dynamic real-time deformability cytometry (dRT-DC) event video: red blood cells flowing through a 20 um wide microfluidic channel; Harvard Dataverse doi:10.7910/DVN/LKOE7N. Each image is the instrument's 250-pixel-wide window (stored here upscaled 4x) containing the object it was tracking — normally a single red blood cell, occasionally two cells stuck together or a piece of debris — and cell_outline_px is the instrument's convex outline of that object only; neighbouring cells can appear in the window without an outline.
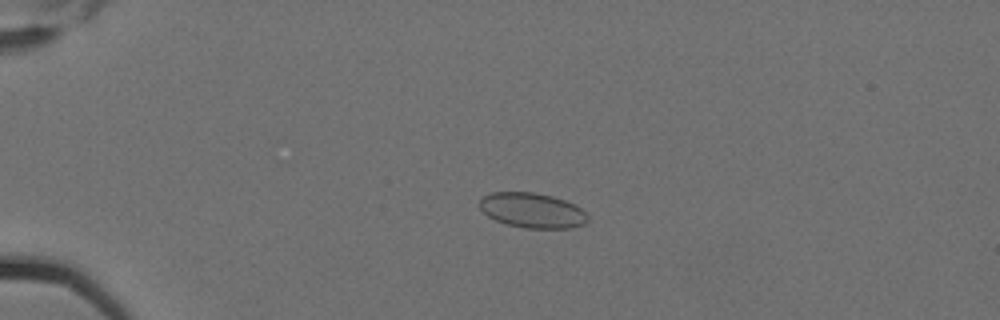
{"species": "Egyptian fruit bat (a non-hibernating species)", "species_latin": "Rousettus aegyptiacus", "temperature_condition": "cold", "stored_images_in_passage": 5, "camera_frame_rate_fps": 3000, "um_per_image_px": 0.085, "animal": {"sex": "female"}, "frame": {"image": 1, "passage_image": 2, "time_ms": 0.333, "image_size_px": [1000, 320], "cell_outline_px": [[588, 220], [584, 224], [572, 228], [524, 228], [508, 224], [496, 220], [488, 216], [480, 208], [480, 200], [484, 196], [492, 192], [532, 192], [552, 196], [576, 204], [588, 216]], "centroid_in_image_um": [45.26, 17.88], "position_along_channel_um": 39.7, "area_um2": 21.96}}
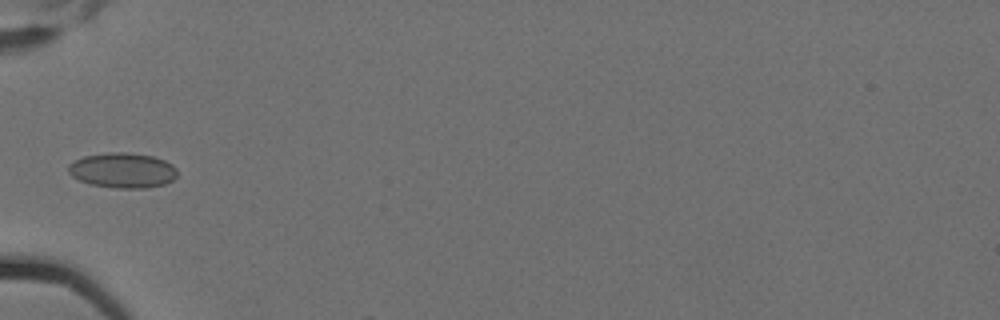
{"frame": {"image": 2, "passage_image": 4, "time_ms": 1.0, "image_size_px": [1000, 320], "cell_outline_px": [[176, 176], [172, 180], [164, 184], [144, 188], [116, 188], [88, 184], [72, 176], [68, 172], [68, 164], [84, 156], [108, 152], [124, 152], [152, 156], [164, 160], [172, 164], [176, 168]], "centroid_in_image_um": [10.4, 14.48], "position_along_channel_um": 74.6, "area_um2": 22.25}}